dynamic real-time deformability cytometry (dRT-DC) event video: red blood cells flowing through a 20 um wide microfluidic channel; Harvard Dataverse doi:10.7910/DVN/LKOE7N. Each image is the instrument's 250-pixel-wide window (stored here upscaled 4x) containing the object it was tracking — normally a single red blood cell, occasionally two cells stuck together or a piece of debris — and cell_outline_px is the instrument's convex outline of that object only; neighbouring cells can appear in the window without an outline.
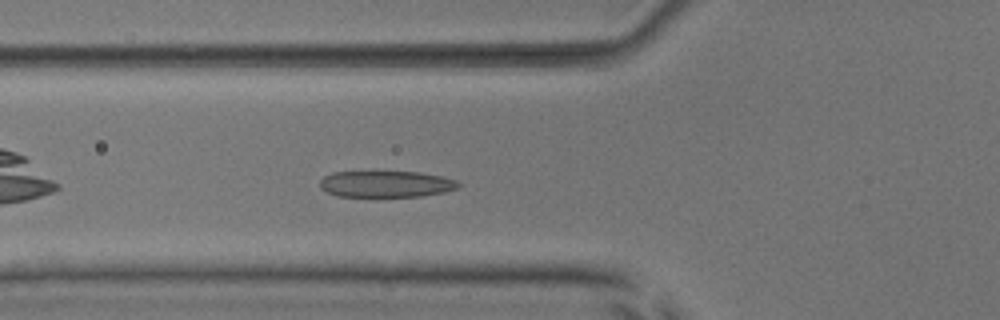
{"species": "common noctule bat (a hibernating species)", "species_latin": "Nyctalus noctula", "temperature_condition": "room temperature", "stored_images_in_passage": 40, "camera_frame_rate_fps": 3000, "um_per_image_px": 0.085, "animal": {"sex": "male", "body_mass_g": 17.9, "forearm_length_mm": 54.2}, "frame": {"image": 1, "passage_image": 6, "time_ms": 1.667, "image_size_px": [1000, 320], "cell_outline_px": [[464, 184], [460, 188], [444, 192], [420, 196], [336, 196], [320, 188], [320, 180], [324, 176], [332, 172], [420, 172], [444, 176], [456, 180]], "centroid_in_image_um": [32.87, 15.64], "position_along_channel_um": 92.9, "area_um2": 21.44}}
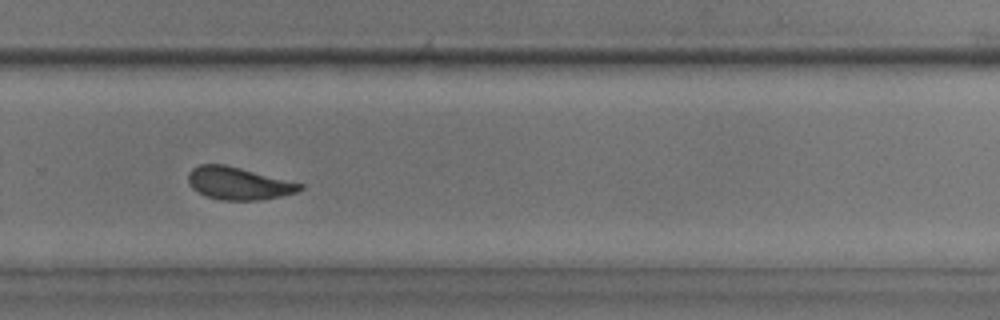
{"frame": {"image": 2, "passage_image": 23, "time_ms": 7.333, "image_size_px": [1000, 320], "cell_outline_px": [[304, 188], [296, 192], [280, 196], [260, 200], [220, 200], [204, 196], [192, 188], [188, 180], [188, 172], [192, 168], [200, 164], [224, 164], [304, 184]], "centroid_in_image_um": [20.24, 15.59], "position_along_channel_um": 309.6, "area_um2": 21.15}}
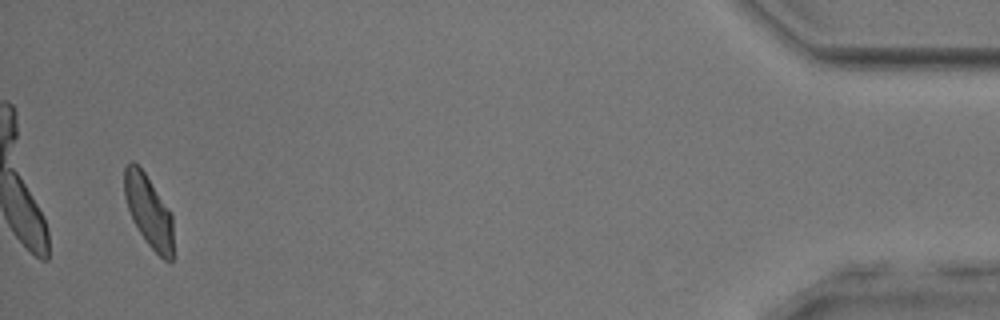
{"frame": {"image": 3, "passage_image": 38, "time_ms": 12.333, "image_size_px": [1000, 320], "cell_outline_px": [[172, 260], [164, 260], [148, 244], [132, 220], [124, 196], [124, 168], [132, 160], [144, 172], [172, 212]], "centroid_in_image_um": [12.63, 17.92], "position_along_channel_um": 422.6, "area_um2": 20.29}, "authors_computed_cell_mechanics": {"area_um2": 21.6172, "velocity_mm_per_s": 3.8341, "shape_relaxation_time_tau1_ms": 2.6207, "shape_relaxation_time_tau2_ms": 1.229, "deformation_change_tau1": 0.1407, "deformation_change_tau2": 0.0771}}